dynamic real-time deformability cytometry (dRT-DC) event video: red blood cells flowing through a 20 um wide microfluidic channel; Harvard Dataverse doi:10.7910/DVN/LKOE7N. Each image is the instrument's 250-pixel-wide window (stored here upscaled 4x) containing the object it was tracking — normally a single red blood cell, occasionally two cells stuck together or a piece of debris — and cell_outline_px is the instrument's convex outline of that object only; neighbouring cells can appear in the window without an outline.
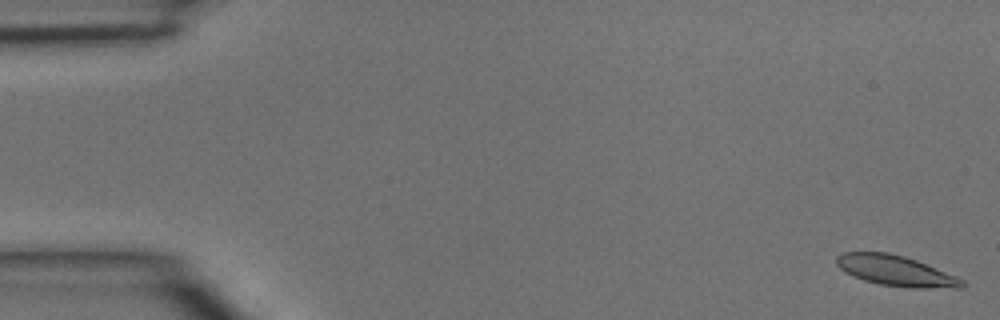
{"species": "common noctule bat (a hibernating species)", "species_latin": "Nyctalus noctula", "temperature_condition": "room temperature", "stored_images_in_passage": 37, "camera_frame_rate_fps": 3000, "um_per_image_px": 0.085, "animal": {"sex": "male", "body_mass_g": 15.6}, "frame": {"image": 1, "passage_image": 1, "time_ms": 0.0, "image_size_px": [1000, 320], "cell_outline_px": [[964, 288], [912, 288], [880, 284], [864, 280], [844, 272], [836, 264], [836, 256], [844, 252], [888, 252], [904, 256], [916, 260], [956, 276], [964, 280]], "centroid_in_image_um": [76.14, 23.01], "position_along_channel_um": 8.9, "area_um2": 22.25}}
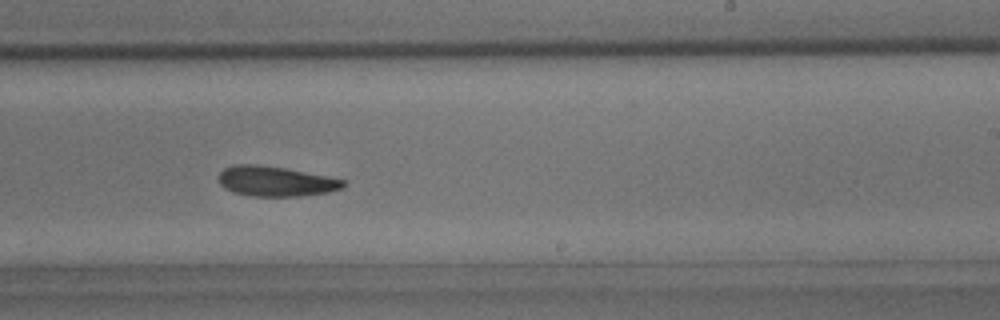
{"frame": {"image": 2, "passage_image": 24, "time_ms": 7.667, "image_size_px": [1000, 320], "cell_outline_px": [[348, 184], [344, 188], [328, 192], [300, 196], [252, 196], [232, 192], [224, 188], [220, 184], [220, 172], [224, 168], [236, 164], [256, 164], [284, 168], [328, 176], [344, 180]], "centroid_in_image_um": [23.45, 15.41], "position_along_channel_um": 265.5, "area_um2": 21.85}}
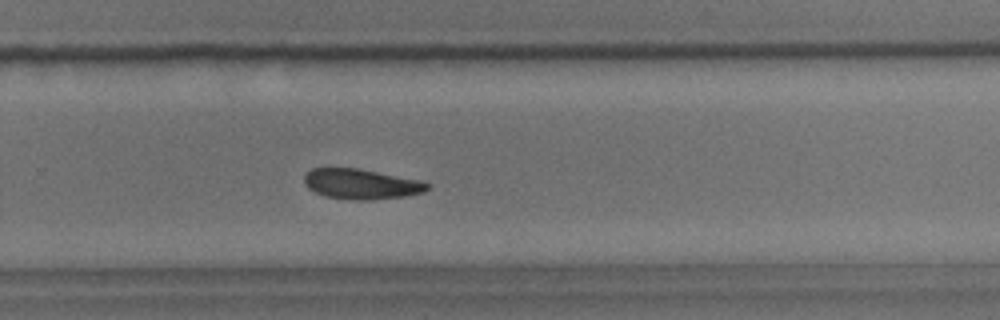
{"frame": {"image": 3, "passage_image": 26, "time_ms": 8.333, "image_size_px": [1000, 320], "cell_outline_px": [[432, 184], [424, 192], [404, 196], [372, 200], [356, 200], [324, 196], [308, 188], [304, 184], [304, 172], [312, 168], [356, 168], [420, 180]], "centroid_in_image_um": [30.68, 15.64], "position_along_channel_um": 299.1, "area_um2": 21.68}}